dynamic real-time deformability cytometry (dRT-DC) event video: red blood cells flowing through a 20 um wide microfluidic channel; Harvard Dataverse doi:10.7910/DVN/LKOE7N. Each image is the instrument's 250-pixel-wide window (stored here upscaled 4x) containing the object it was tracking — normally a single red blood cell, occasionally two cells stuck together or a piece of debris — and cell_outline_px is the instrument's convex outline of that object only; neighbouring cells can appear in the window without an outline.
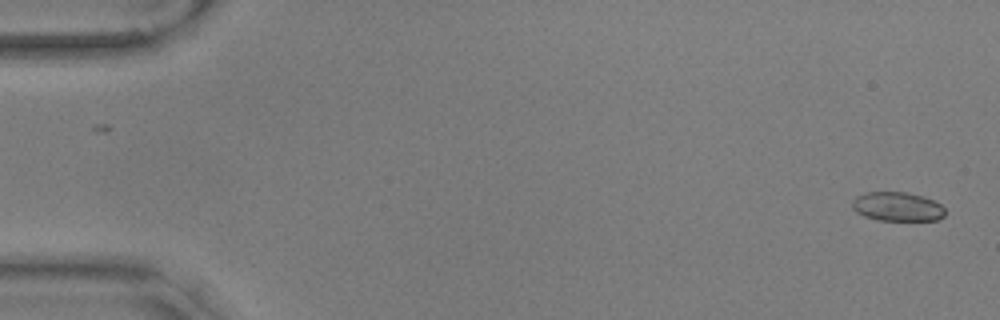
{"species": "common noctule bat (a hibernating species)", "species_latin": "Nyctalus noctula", "temperature_condition": "warm", "stored_images_in_passage": 56, "camera_frame_rate_fps": 3000, "um_per_image_px": 0.085, "animal": {"sex": "male", "body_mass_g": 17.9, "forearm_length_mm": 54.2}, "frame": {"image": 1, "passage_image": 1, "time_ms": 0.0, "image_size_px": [1000, 320], "cell_outline_px": [[944, 216], [936, 220], [876, 220], [864, 216], [856, 212], [852, 208], [852, 200], [856, 196], [868, 192], [908, 192], [924, 196], [940, 204], [944, 208]], "centroid_in_image_um": [76.25, 17.56], "position_along_channel_um": 8.7, "area_um2": 15.78}}
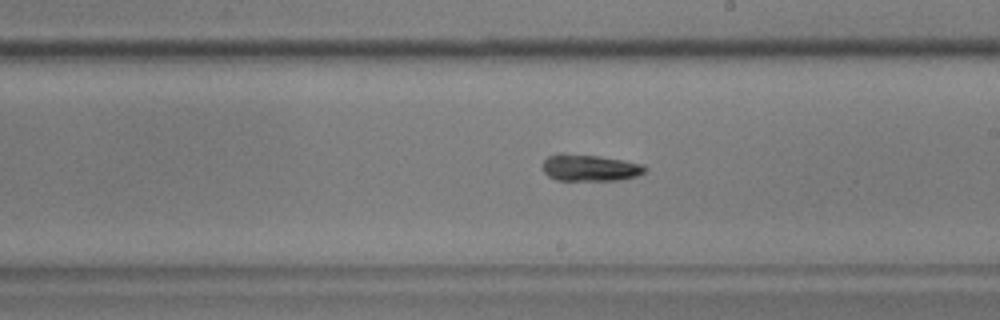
{"frame": {"image": 2, "passage_image": 32, "time_ms": 10.333, "image_size_px": [1000, 320], "cell_outline_px": [[648, 168], [644, 172], [636, 176], [620, 180], [556, 180], [548, 176], [540, 168], [540, 164], [548, 156], [560, 152], [600, 156], [644, 164]], "centroid_in_image_um": [50.08, 14.25], "position_along_channel_um": 238.9, "area_um2": 16.24}}
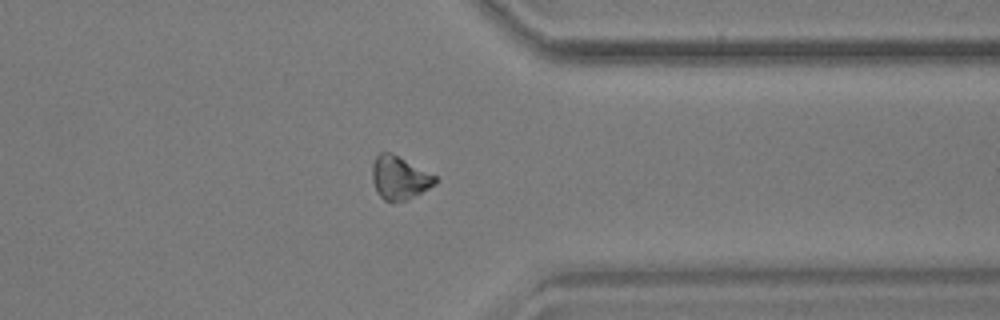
{"frame": {"image": 3, "passage_image": 44, "time_ms": 14.333, "image_size_px": [1000, 320], "cell_outline_px": [[440, 180], [436, 184], [408, 200], [384, 200], [376, 192], [372, 180], [372, 164], [376, 156], [380, 152], [392, 152], [436, 176]], "centroid_in_image_um": [33.95, 15.1], "position_along_channel_um": 377.4, "area_um2": 15.95}, "authors_computed_cell_mechanics": {"area_um2": 15.9817, "velocity_mm_per_s": 3.5815, "shape_relaxation_time_tau1_ms": 3.7055, "shape_relaxation_time_tau2_ms": 4.346, "deformation_change_tau1": 0.135, "deformation_change_tau2": 0.0974}}